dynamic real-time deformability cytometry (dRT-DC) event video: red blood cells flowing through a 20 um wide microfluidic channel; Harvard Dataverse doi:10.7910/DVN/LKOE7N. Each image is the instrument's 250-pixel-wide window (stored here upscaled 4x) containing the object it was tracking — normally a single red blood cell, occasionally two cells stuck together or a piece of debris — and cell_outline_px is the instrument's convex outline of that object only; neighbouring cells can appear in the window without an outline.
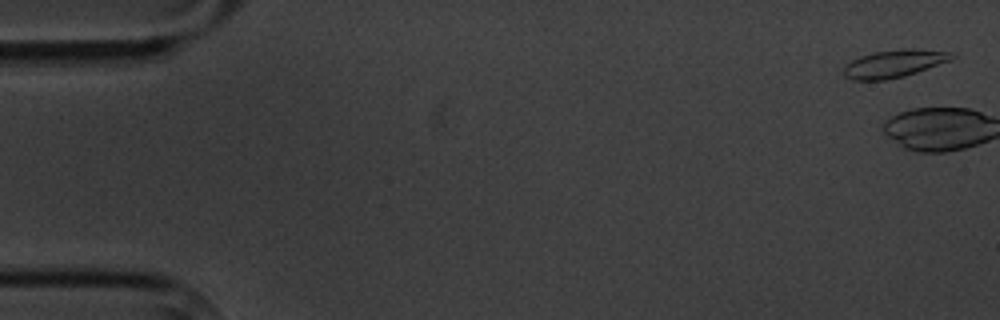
{"species": "common noctule bat (a hibernating species)", "species_latin": "Nyctalus noctula", "temperature_condition": "cold", "stored_images_in_passage": 7, "camera_frame_rate_fps": 3000, "um_per_image_px": 0.085, "animal": {"sex": "male", "body_mass_g": 20.1, "forearm_length_mm": 53.5}, "frame": {"image": 1, "passage_image": 1, "time_ms": 0.0, "image_size_px": [1000, 320], "cell_outline_px": [[956, 56], [948, 60], [916, 72], [904, 76], [884, 80], [852, 80], [844, 76], [844, 68], [852, 60], [860, 56], [872, 52], [904, 48], [916, 48], [956, 52]], "centroid_in_image_um": [76.01, 5.39], "position_along_channel_um": 9.0, "area_um2": 17.4}}